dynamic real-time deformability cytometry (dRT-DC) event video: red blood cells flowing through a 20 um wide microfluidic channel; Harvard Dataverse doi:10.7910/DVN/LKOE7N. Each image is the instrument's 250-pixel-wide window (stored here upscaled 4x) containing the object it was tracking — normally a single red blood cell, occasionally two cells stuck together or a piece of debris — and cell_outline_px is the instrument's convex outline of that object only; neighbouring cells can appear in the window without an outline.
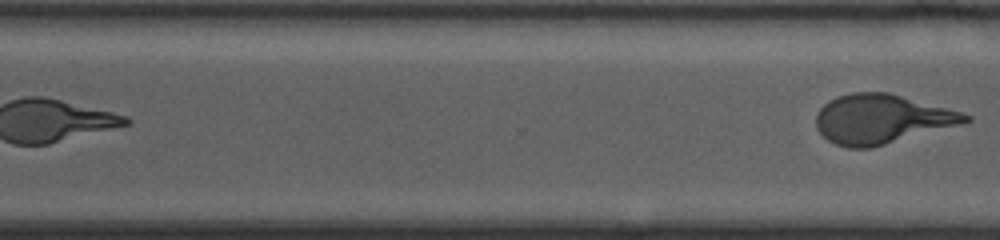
{"species": "human", "species_latin": "Homo sapiens", "temperature_condition": "warm", "stored_images_in_passage": 13, "segment_of_instrument_passage": [2, 2], "camera_frame_rate_fps": 3000, "um_per_image_px": 0.085, "donor": {"sex": "female"}, "frame": {"image": 1, "passage_image": 13, "time_ms": 4.0, "image_size_px": [1000, 240], "cell_outline_px": [[972, 120], [872, 148], [848, 148], [836, 144], [828, 140], [816, 128], [816, 116], [820, 108], [828, 100], [852, 92], [888, 92], [960, 112], [972, 116]], "centroid_in_image_um": [74.87, 10.12], "position_along_channel_um": 295.7, "area_um2": 42.19}}